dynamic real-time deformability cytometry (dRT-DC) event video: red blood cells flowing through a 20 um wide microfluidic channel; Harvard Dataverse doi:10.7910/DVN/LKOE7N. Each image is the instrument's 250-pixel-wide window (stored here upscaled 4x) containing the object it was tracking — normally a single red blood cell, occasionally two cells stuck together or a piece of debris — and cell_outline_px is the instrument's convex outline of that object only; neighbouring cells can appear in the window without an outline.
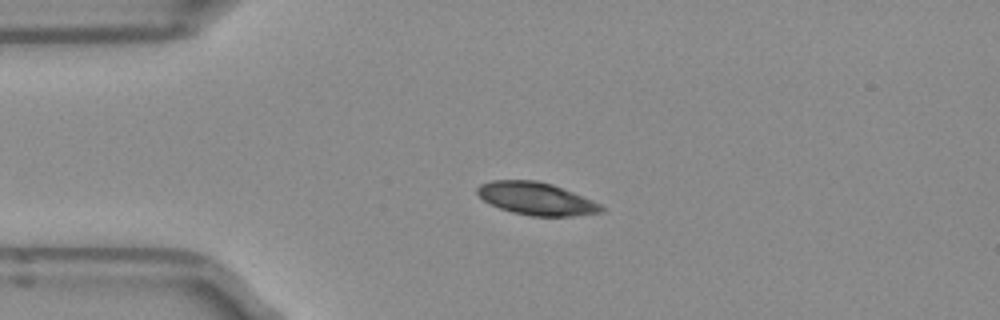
{"species": "Egyptian fruit bat (a non-hibernating species)", "species_latin": "Rousettus aegyptiacus", "temperature_condition": "room temperature", "stored_images_in_passage": 40, "camera_frame_rate_fps": 3000, "um_per_image_px": 0.085, "frame": {"image": 1, "passage_image": 1, "time_ms": 0.0, "image_size_px": [1000, 320], "cell_outline_px": [[604, 212], [572, 216], [532, 216], [512, 212], [500, 208], [484, 200], [476, 192], [476, 188], [480, 184], [492, 180], [536, 180], [552, 184], [592, 200], [600, 204], [604, 208]], "centroid_in_image_um": [45.58, 16.88], "position_along_channel_um": 39.4, "area_um2": 23.41}}
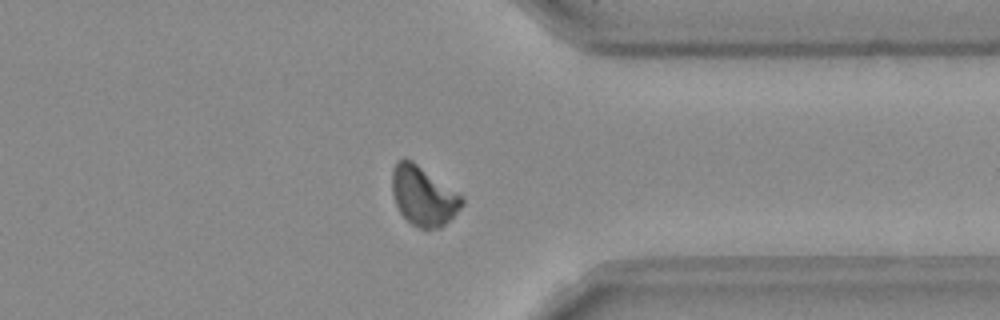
{"frame": {"image": 2, "passage_image": 29, "time_ms": 9.333, "image_size_px": [1000, 320], "cell_outline_px": [[464, 204], [440, 228], [420, 228], [412, 224], [400, 212], [396, 204], [392, 192], [392, 168], [400, 160], [412, 160], [464, 196]], "centroid_in_image_um": [35.99, 16.64], "position_along_channel_um": 375.4, "area_um2": 23.87}}
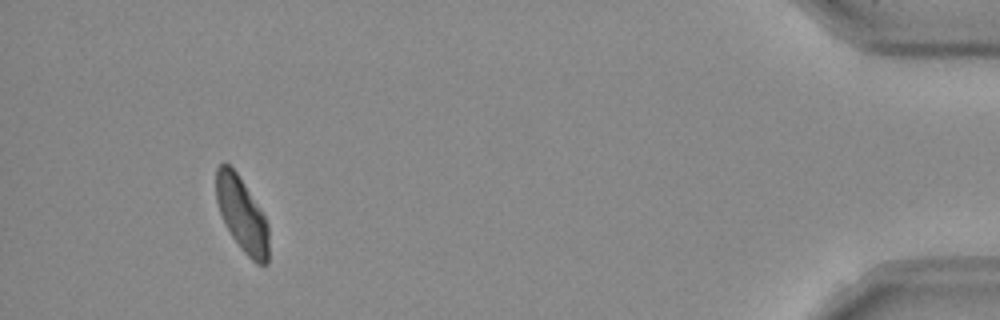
{"frame": {"image": 3, "passage_image": 37, "time_ms": 12.0, "image_size_px": [1000, 320], "cell_outline_px": [[268, 264], [256, 264], [240, 248], [232, 236], [220, 212], [216, 200], [216, 168], [220, 164], [228, 164], [236, 172], [244, 184], [264, 216], [268, 224]], "centroid_in_image_um": [20.56, 18.25], "position_along_channel_um": 414.6, "area_um2": 22.31}, "authors_computed_cell_mechanics": {"area_um2": 23.3512, "velocity_mm_per_s": 3.9279, "shape_relaxation_time_tau1_ms": 3.0025, "shape_relaxation_time_tau2_ms": 1.9375, "deformation_change_tau1": 0.1263, "deformation_change_tau2": 0.0436}}